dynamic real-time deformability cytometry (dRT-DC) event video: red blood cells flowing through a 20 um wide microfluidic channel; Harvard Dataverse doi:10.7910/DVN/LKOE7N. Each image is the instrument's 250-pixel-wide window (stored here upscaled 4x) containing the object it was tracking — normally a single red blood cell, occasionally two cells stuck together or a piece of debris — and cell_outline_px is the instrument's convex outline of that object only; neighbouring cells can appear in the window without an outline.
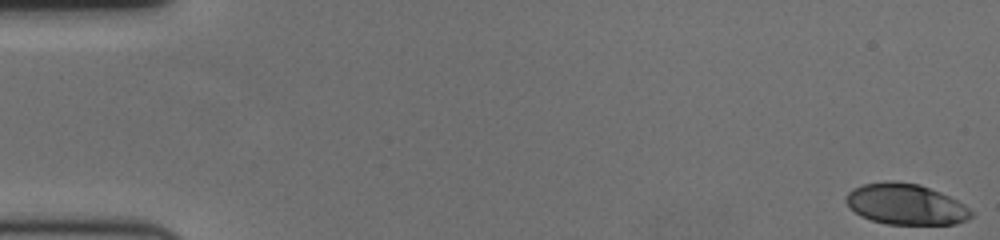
{"species": "human", "species_latin": "Homo sapiens", "temperature_condition": "cold", "stored_images_in_passage": 59, "camera_frame_rate_fps": 3000, "um_per_image_px": 0.085, "donor": {"sex": "female"}, "frame": {"image": 1, "passage_image": 1, "time_ms": 0.0, "image_size_px": [1000, 240], "cell_outline_px": [[972, 216], [968, 220], [956, 224], [888, 224], [872, 220], [860, 216], [844, 200], [844, 196], [852, 188], [864, 184], [888, 180], [892, 180], [920, 184], [940, 192], [964, 204], [972, 212]], "centroid_in_image_um": [76.98, 17.35], "position_along_channel_um": 8.0, "area_um2": 29.88}}
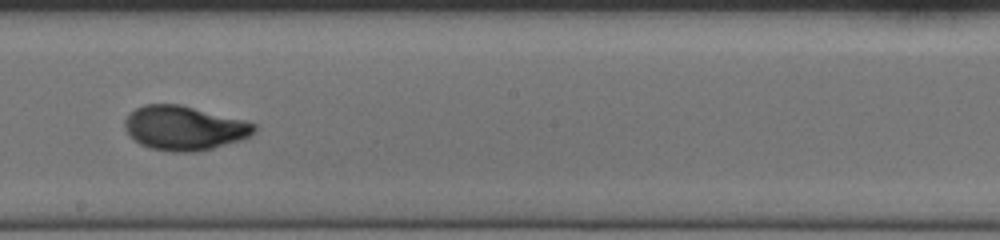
{"frame": {"image": 2, "passage_image": 34, "time_ms": 11.0, "image_size_px": [1000, 240], "cell_outline_px": [[256, 132], [240, 140], [212, 148], [196, 152], [172, 152], [148, 148], [140, 144], [128, 136], [124, 128], [124, 120], [128, 112], [144, 104], [180, 104], [244, 120], [256, 124]], "centroid_in_image_um": [15.6, 10.88], "position_along_channel_um": 232.6, "area_um2": 33.7}}
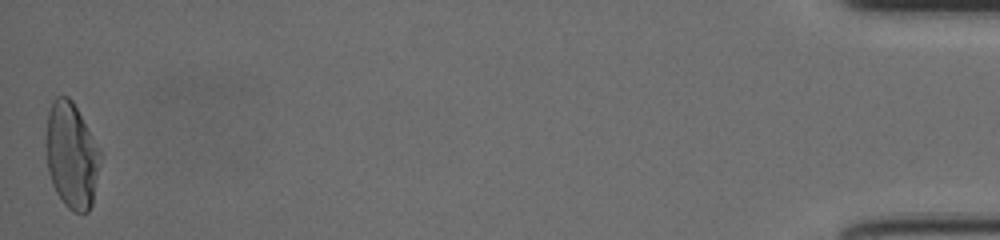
{"frame": {"image": 3, "passage_image": 59, "time_ms": 19.333, "image_size_px": [1000, 240], "cell_outline_px": [[100, 156], [92, 204], [88, 212], [76, 212], [68, 208], [64, 204], [56, 192], [52, 184], [48, 172], [44, 144], [48, 112], [52, 100], [56, 96], [68, 96], [72, 100], [100, 148]], "centroid_in_image_um": [6.04, 13.18], "position_along_channel_um": 429.2, "area_um2": 33.64}, "authors_computed_cell_mechanics": {"area_um2": 32.0212, "velocity_mm_per_s": 3.5205, "shape_relaxation_time_tau1_ms": 5.4537, "shape_relaxation_time_tau2_ms": 0.915, "deformation_change_tau1": 0.22, "deformation_change_tau2": 0.0553}}